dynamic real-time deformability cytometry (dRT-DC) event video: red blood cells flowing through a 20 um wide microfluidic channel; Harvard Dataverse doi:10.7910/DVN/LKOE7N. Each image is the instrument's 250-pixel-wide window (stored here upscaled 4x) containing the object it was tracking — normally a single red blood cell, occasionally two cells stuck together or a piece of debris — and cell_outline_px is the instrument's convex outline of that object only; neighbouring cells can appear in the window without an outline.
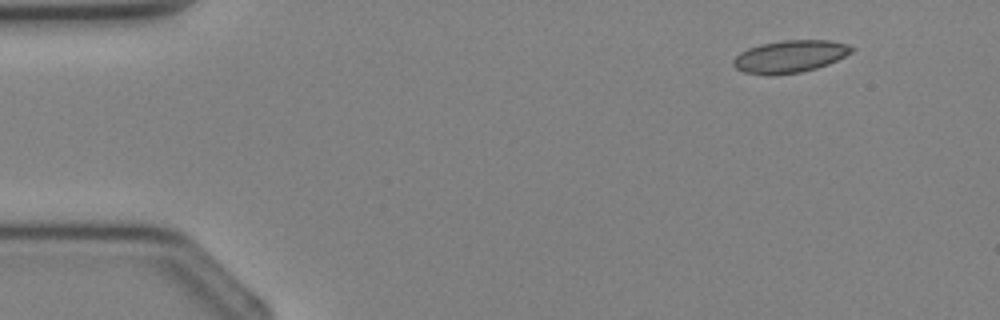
{"species": "Egyptian fruit bat (a non-hibernating species)", "species_latin": "Rousettus aegyptiacus", "temperature_condition": "cold", "stored_images_in_passage": 3, "camera_frame_rate_fps": 3000, "um_per_image_px": 0.085, "animal": {"sex": "female"}, "frame": {"image": 1, "passage_image": 1, "time_ms": 0.0, "image_size_px": [1000, 320], "cell_outline_px": [[856, 48], [852, 52], [828, 64], [816, 68], [800, 72], [744, 72], [736, 68], [732, 64], [732, 60], [740, 52], [748, 48], [760, 44], [784, 40], [828, 40], [848, 44]], "centroid_in_image_um": [67.19, 4.74], "position_along_channel_um": 17.8, "area_um2": 21.56}}
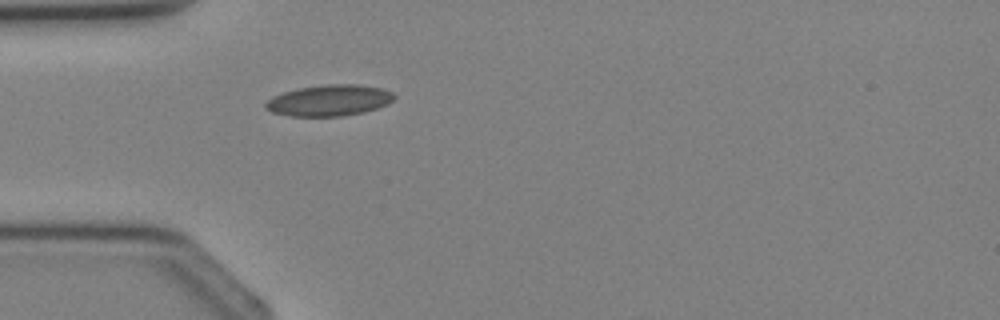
{"frame": {"image": 2, "passage_image": 3, "time_ms": 2.333, "image_size_px": [1000, 320], "cell_outline_px": [[396, 96], [388, 104], [364, 112], [344, 116], [288, 116], [272, 112], [264, 108], [264, 104], [272, 96], [284, 92], [300, 88], [324, 84], [360, 84], [380, 88], [392, 92]], "centroid_in_image_um": [27.97, 8.53], "position_along_channel_um": 57.0, "area_um2": 23.41}}